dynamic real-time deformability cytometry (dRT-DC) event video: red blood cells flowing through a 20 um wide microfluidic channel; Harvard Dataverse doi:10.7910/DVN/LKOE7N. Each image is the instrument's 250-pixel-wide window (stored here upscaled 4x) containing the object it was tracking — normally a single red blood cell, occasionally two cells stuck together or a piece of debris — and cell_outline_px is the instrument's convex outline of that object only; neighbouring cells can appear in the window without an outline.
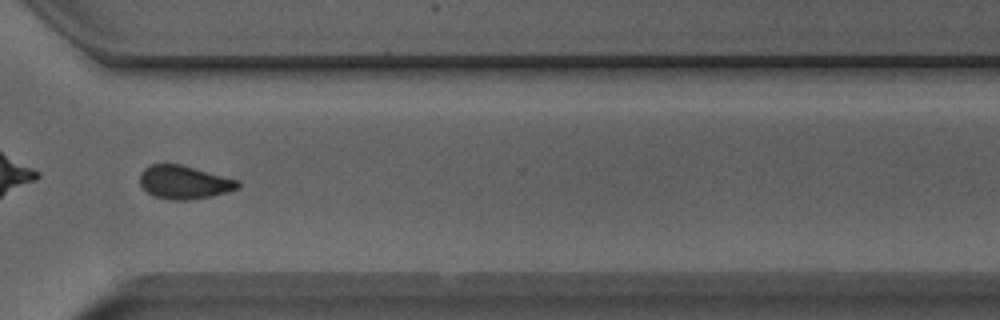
{"species": "Egyptian fruit bat (a non-hibernating species)", "species_latin": "Rousettus aegyptiacus", "temperature_condition": "room temperature", "stored_images_in_passage": 50, "camera_frame_rate_fps": 3000, "um_per_image_px": 0.085, "animal": {"sex": "male"}, "frame": {"image": 1, "passage_image": 36, "time_ms": 11.667, "image_size_px": [1000, 320], "cell_outline_px": [[240, 188], [228, 192], [212, 196], [188, 200], [172, 200], [152, 196], [140, 184], [140, 172], [144, 168], [152, 164], [180, 164], [240, 180]], "centroid_in_image_um": [15.68, 15.49], "position_along_channel_um": 354.9, "area_um2": 19.19}}
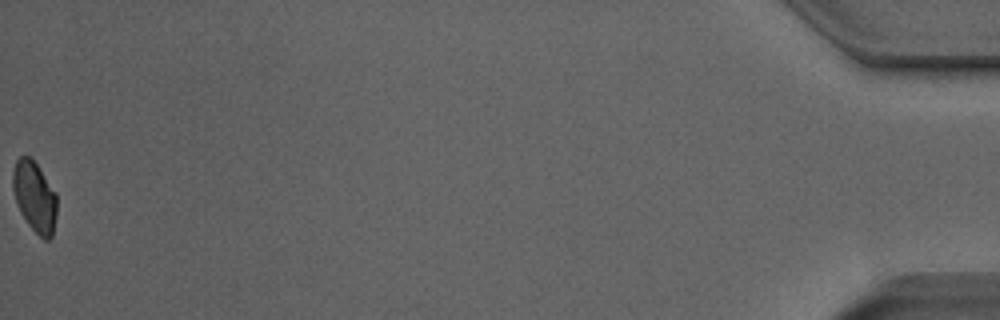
{"frame": {"image": 2, "passage_image": 50, "time_ms": 16.333, "image_size_px": [1000, 320], "cell_outline_px": [[56, 216], [52, 236], [48, 240], [44, 240], [28, 224], [20, 212], [12, 188], [12, 172], [16, 160], [20, 156], [28, 156], [36, 164], [56, 192]], "centroid_in_image_um": [2.93, 16.72], "position_along_channel_um": 432.3, "area_um2": 17.98}, "authors_computed_cell_mechanics": {"area_um2": 19.363, "velocity_mm_per_s": 3.9853, "shape_relaxation_time_tau1_ms": 3.2236, "shape_relaxation_time_tau2_ms": 1.9346, "deformation_change_tau1": 0.0854, "deformation_change_tau2": 0.0577}}